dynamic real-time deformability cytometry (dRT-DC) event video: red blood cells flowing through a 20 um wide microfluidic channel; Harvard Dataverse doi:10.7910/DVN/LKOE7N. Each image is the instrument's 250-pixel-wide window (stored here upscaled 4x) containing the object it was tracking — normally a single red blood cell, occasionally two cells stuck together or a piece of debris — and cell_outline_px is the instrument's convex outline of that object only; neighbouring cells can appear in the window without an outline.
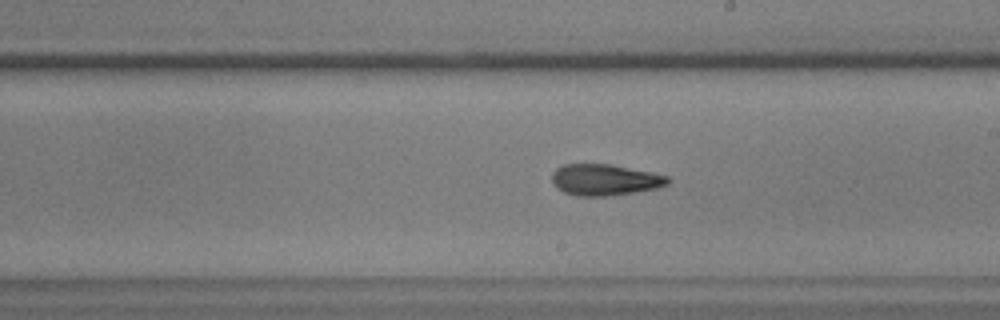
{"species": "common noctule bat (a hibernating species)", "species_latin": "Nyctalus noctula", "temperature_condition": "warm", "stored_images_in_passage": 33, "camera_frame_rate_fps": 3000, "um_per_image_px": 0.085, "animal": {"sex": "male", "body_mass_g": 17.9, "forearm_length_mm": 54.2}, "frame": {"image": 1, "passage_image": 15, "time_ms": 4.667, "image_size_px": [1000, 320], "cell_outline_px": [[672, 180], [668, 184], [656, 188], [636, 192], [608, 196], [576, 196], [564, 192], [556, 188], [552, 180], [552, 172], [556, 168], [564, 164], [608, 164], [652, 172], [668, 176]], "centroid_in_image_um": [51.41, 15.29], "position_along_channel_um": 237.6, "area_um2": 21.21}, "authors_computed_cell_mechanics": {"area_um2": 21.2126, "velocity_mm_per_s": 3.6177, "shape_relaxation_time_tau1_ms": 7.3449, "shape_relaxation_time_tau2_ms": 3.2293, "deformation_change_tau1": 0.2306, "deformation_change_tau2": 0.1203}}